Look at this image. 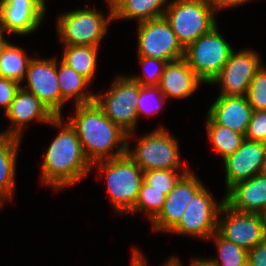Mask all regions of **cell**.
<instances>
[{
	"label": "cell",
	"instance_id": "cell-1",
	"mask_svg": "<svg viewBox=\"0 0 266 266\" xmlns=\"http://www.w3.org/2000/svg\"><path fill=\"white\" fill-rule=\"evenodd\" d=\"M48 125L60 130L45 151L40 179L45 186L57 191L82 181L92 170V164L69 121H65L63 116H55Z\"/></svg>",
	"mask_w": 266,
	"mask_h": 266
},
{
	"label": "cell",
	"instance_id": "cell-2",
	"mask_svg": "<svg viewBox=\"0 0 266 266\" xmlns=\"http://www.w3.org/2000/svg\"><path fill=\"white\" fill-rule=\"evenodd\" d=\"M74 106L75 112L68 121L75 128L84 153L91 164L127 153L128 133L114 124L95 101ZM116 146H118L117 149Z\"/></svg>",
	"mask_w": 266,
	"mask_h": 266
},
{
	"label": "cell",
	"instance_id": "cell-3",
	"mask_svg": "<svg viewBox=\"0 0 266 266\" xmlns=\"http://www.w3.org/2000/svg\"><path fill=\"white\" fill-rule=\"evenodd\" d=\"M101 175H105L106 189L116 213L128 214L132 211L143 182L144 172L126 153L109 160L92 164ZM103 173V174H102Z\"/></svg>",
	"mask_w": 266,
	"mask_h": 266
},
{
	"label": "cell",
	"instance_id": "cell-4",
	"mask_svg": "<svg viewBox=\"0 0 266 266\" xmlns=\"http://www.w3.org/2000/svg\"><path fill=\"white\" fill-rule=\"evenodd\" d=\"M216 13L206 0H169L164 18L186 49L217 25Z\"/></svg>",
	"mask_w": 266,
	"mask_h": 266
},
{
	"label": "cell",
	"instance_id": "cell-5",
	"mask_svg": "<svg viewBox=\"0 0 266 266\" xmlns=\"http://www.w3.org/2000/svg\"><path fill=\"white\" fill-rule=\"evenodd\" d=\"M107 16L102 10L83 8L58 15L57 33L62 45L99 46L107 34L109 23L114 20L113 11L108 8Z\"/></svg>",
	"mask_w": 266,
	"mask_h": 266
},
{
	"label": "cell",
	"instance_id": "cell-6",
	"mask_svg": "<svg viewBox=\"0 0 266 266\" xmlns=\"http://www.w3.org/2000/svg\"><path fill=\"white\" fill-rule=\"evenodd\" d=\"M178 139L163 125L139 138L135 149L128 143L127 154L143 170H190L181 163ZM183 166V167H182Z\"/></svg>",
	"mask_w": 266,
	"mask_h": 266
},
{
	"label": "cell",
	"instance_id": "cell-7",
	"mask_svg": "<svg viewBox=\"0 0 266 266\" xmlns=\"http://www.w3.org/2000/svg\"><path fill=\"white\" fill-rule=\"evenodd\" d=\"M139 96V83L129 75H117L104 95L95 93V102L104 114L128 133V143L135 135L139 116L136 102Z\"/></svg>",
	"mask_w": 266,
	"mask_h": 266
},
{
	"label": "cell",
	"instance_id": "cell-8",
	"mask_svg": "<svg viewBox=\"0 0 266 266\" xmlns=\"http://www.w3.org/2000/svg\"><path fill=\"white\" fill-rule=\"evenodd\" d=\"M233 50L216 25L185 49L184 59L204 83L210 84L222 70Z\"/></svg>",
	"mask_w": 266,
	"mask_h": 266
},
{
	"label": "cell",
	"instance_id": "cell-9",
	"mask_svg": "<svg viewBox=\"0 0 266 266\" xmlns=\"http://www.w3.org/2000/svg\"><path fill=\"white\" fill-rule=\"evenodd\" d=\"M224 201L217 203L204 186L188 203L181 220L169 233L208 241L217 232L218 215Z\"/></svg>",
	"mask_w": 266,
	"mask_h": 266
},
{
	"label": "cell",
	"instance_id": "cell-10",
	"mask_svg": "<svg viewBox=\"0 0 266 266\" xmlns=\"http://www.w3.org/2000/svg\"><path fill=\"white\" fill-rule=\"evenodd\" d=\"M138 24V56L172 62L184 58L185 49L164 17Z\"/></svg>",
	"mask_w": 266,
	"mask_h": 266
},
{
	"label": "cell",
	"instance_id": "cell-11",
	"mask_svg": "<svg viewBox=\"0 0 266 266\" xmlns=\"http://www.w3.org/2000/svg\"><path fill=\"white\" fill-rule=\"evenodd\" d=\"M217 233L247 251L266 240L261 214L235 210L225 201L219 211Z\"/></svg>",
	"mask_w": 266,
	"mask_h": 266
},
{
	"label": "cell",
	"instance_id": "cell-12",
	"mask_svg": "<svg viewBox=\"0 0 266 266\" xmlns=\"http://www.w3.org/2000/svg\"><path fill=\"white\" fill-rule=\"evenodd\" d=\"M257 51L242 49L231 52L219 74L210 83L219 84V96H244L247 94L250 82L263 66ZM221 85V86H220Z\"/></svg>",
	"mask_w": 266,
	"mask_h": 266
},
{
	"label": "cell",
	"instance_id": "cell-13",
	"mask_svg": "<svg viewBox=\"0 0 266 266\" xmlns=\"http://www.w3.org/2000/svg\"><path fill=\"white\" fill-rule=\"evenodd\" d=\"M23 88L34 94L54 116H61V89L57 79V59L33 57L28 65Z\"/></svg>",
	"mask_w": 266,
	"mask_h": 266
},
{
	"label": "cell",
	"instance_id": "cell-14",
	"mask_svg": "<svg viewBox=\"0 0 266 266\" xmlns=\"http://www.w3.org/2000/svg\"><path fill=\"white\" fill-rule=\"evenodd\" d=\"M191 170L184 174L166 196L160 213L150 221L153 231L170 232L181 220L187 205L205 186Z\"/></svg>",
	"mask_w": 266,
	"mask_h": 266
},
{
	"label": "cell",
	"instance_id": "cell-15",
	"mask_svg": "<svg viewBox=\"0 0 266 266\" xmlns=\"http://www.w3.org/2000/svg\"><path fill=\"white\" fill-rule=\"evenodd\" d=\"M46 1L0 0V26L13 35L35 32L45 19Z\"/></svg>",
	"mask_w": 266,
	"mask_h": 266
},
{
	"label": "cell",
	"instance_id": "cell-16",
	"mask_svg": "<svg viewBox=\"0 0 266 266\" xmlns=\"http://www.w3.org/2000/svg\"><path fill=\"white\" fill-rule=\"evenodd\" d=\"M266 159V143L244 140L241 146L223 160L225 193L236 183L249 180L263 172Z\"/></svg>",
	"mask_w": 266,
	"mask_h": 266
},
{
	"label": "cell",
	"instance_id": "cell-17",
	"mask_svg": "<svg viewBox=\"0 0 266 266\" xmlns=\"http://www.w3.org/2000/svg\"><path fill=\"white\" fill-rule=\"evenodd\" d=\"M4 117L10 121L11 126L10 129L4 130L6 134L21 139L27 124L34 120L49 124L55 116L34 94L21 85Z\"/></svg>",
	"mask_w": 266,
	"mask_h": 266
},
{
	"label": "cell",
	"instance_id": "cell-18",
	"mask_svg": "<svg viewBox=\"0 0 266 266\" xmlns=\"http://www.w3.org/2000/svg\"><path fill=\"white\" fill-rule=\"evenodd\" d=\"M253 108L244 96H218L209 107L207 115L219 125L245 136Z\"/></svg>",
	"mask_w": 266,
	"mask_h": 266
},
{
	"label": "cell",
	"instance_id": "cell-19",
	"mask_svg": "<svg viewBox=\"0 0 266 266\" xmlns=\"http://www.w3.org/2000/svg\"><path fill=\"white\" fill-rule=\"evenodd\" d=\"M202 83L204 84L182 58L166 64L158 87L166 99H186L195 93Z\"/></svg>",
	"mask_w": 266,
	"mask_h": 266
},
{
	"label": "cell",
	"instance_id": "cell-20",
	"mask_svg": "<svg viewBox=\"0 0 266 266\" xmlns=\"http://www.w3.org/2000/svg\"><path fill=\"white\" fill-rule=\"evenodd\" d=\"M225 202L235 210L261 214L266 208V174L233 185L225 194Z\"/></svg>",
	"mask_w": 266,
	"mask_h": 266
},
{
	"label": "cell",
	"instance_id": "cell-21",
	"mask_svg": "<svg viewBox=\"0 0 266 266\" xmlns=\"http://www.w3.org/2000/svg\"><path fill=\"white\" fill-rule=\"evenodd\" d=\"M21 140L7 136L0 142V209L4 206L5 200H12L14 196L16 160Z\"/></svg>",
	"mask_w": 266,
	"mask_h": 266
},
{
	"label": "cell",
	"instance_id": "cell-22",
	"mask_svg": "<svg viewBox=\"0 0 266 266\" xmlns=\"http://www.w3.org/2000/svg\"><path fill=\"white\" fill-rule=\"evenodd\" d=\"M57 79L61 89V116L63 105L72 98L74 99L75 105L94 102L95 94L92 92L89 93L88 91L90 82L61 60L59 63L57 60Z\"/></svg>",
	"mask_w": 266,
	"mask_h": 266
},
{
	"label": "cell",
	"instance_id": "cell-23",
	"mask_svg": "<svg viewBox=\"0 0 266 266\" xmlns=\"http://www.w3.org/2000/svg\"><path fill=\"white\" fill-rule=\"evenodd\" d=\"M168 0H124L114 11V20H137V23L164 17Z\"/></svg>",
	"mask_w": 266,
	"mask_h": 266
},
{
	"label": "cell",
	"instance_id": "cell-24",
	"mask_svg": "<svg viewBox=\"0 0 266 266\" xmlns=\"http://www.w3.org/2000/svg\"><path fill=\"white\" fill-rule=\"evenodd\" d=\"M61 61L90 83L97 71L99 46L64 45Z\"/></svg>",
	"mask_w": 266,
	"mask_h": 266
},
{
	"label": "cell",
	"instance_id": "cell-25",
	"mask_svg": "<svg viewBox=\"0 0 266 266\" xmlns=\"http://www.w3.org/2000/svg\"><path fill=\"white\" fill-rule=\"evenodd\" d=\"M206 132L214 146L215 153L222 156V160L233 154L245 140V136L232 131L226 126L216 124L208 115L206 117Z\"/></svg>",
	"mask_w": 266,
	"mask_h": 266
},
{
	"label": "cell",
	"instance_id": "cell-26",
	"mask_svg": "<svg viewBox=\"0 0 266 266\" xmlns=\"http://www.w3.org/2000/svg\"><path fill=\"white\" fill-rule=\"evenodd\" d=\"M17 45L10 43L0 55V77L14 80L22 85L30 60L33 58Z\"/></svg>",
	"mask_w": 266,
	"mask_h": 266
},
{
	"label": "cell",
	"instance_id": "cell-27",
	"mask_svg": "<svg viewBox=\"0 0 266 266\" xmlns=\"http://www.w3.org/2000/svg\"><path fill=\"white\" fill-rule=\"evenodd\" d=\"M215 242L217 258H202L209 266H247L248 251L222 238L217 232L209 240Z\"/></svg>",
	"mask_w": 266,
	"mask_h": 266
},
{
	"label": "cell",
	"instance_id": "cell-28",
	"mask_svg": "<svg viewBox=\"0 0 266 266\" xmlns=\"http://www.w3.org/2000/svg\"><path fill=\"white\" fill-rule=\"evenodd\" d=\"M171 190L152 189L144 180L141 184L138 199L129 214L136 212L146 213L148 220L152 221L162 210L166 196Z\"/></svg>",
	"mask_w": 266,
	"mask_h": 266
},
{
	"label": "cell",
	"instance_id": "cell-29",
	"mask_svg": "<svg viewBox=\"0 0 266 266\" xmlns=\"http://www.w3.org/2000/svg\"><path fill=\"white\" fill-rule=\"evenodd\" d=\"M166 102L165 95L158 86H142L139 84V96L136 102L138 116L155 115L160 112Z\"/></svg>",
	"mask_w": 266,
	"mask_h": 266
},
{
	"label": "cell",
	"instance_id": "cell-30",
	"mask_svg": "<svg viewBox=\"0 0 266 266\" xmlns=\"http://www.w3.org/2000/svg\"><path fill=\"white\" fill-rule=\"evenodd\" d=\"M138 62L143 69V76L131 75L132 80L137 81L142 86H158L167 61L157 58L138 56Z\"/></svg>",
	"mask_w": 266,
	"mask_h": 266
},
{
	"label": "cell",
	"instance_id": "cell-31",
	"mask_svg": "<svg viewBox=\"0 0 266 266\" xmlns=\"http://www.w3.org/2000/svg\"><path fill=\"white\" fill-rule=\"evenodd\" d=\"M189 170H147L143 180L157 190H172L180 178Z\"/></svg>",
	"mask_w": 266,
	"mask_h": 266
},
{
	"label": "cell",
	"instance_id": "cell-32",
	"mask_svg": "<svg viewBox=\"0 0 266 266\" xmlns=\"http://www.w3.org/2000/svg\"><path fill=\"white\" fill-rule=\"evenodd\" d=\"M247 101L253 110L266 111V66L263 65L252 78L247 94Z\"/></svg>",
	"mask_w": 266,
	"mask_h": 266
},
{
	"label": "cell",
	"instance_id": "cell-33",
	"mask_svg": "<svg viewBox=\"0 0 266 266\" xmlns=\"http://www.w3.org/2000/svg\"><path fill=\"white\" fill-rule=\"evenodd\" d=\"M245 139L266 143V111L253 110Z\"/></svg>",
	"mask_w": 266,
	"mask_h": 266
},
{
	"label": "cell",
	"instance_id": "cell-34",
	"mask_svg": "<svg viewBox=\"0 0 266 266\" xmlns=\"http://www.w3.org/2000/svg\"><path fill=\"white\" fill-rule=\"evenodd\" d=\"M20 87L21 84L18 82L5 77H0V108L4 109V114L10 108V105Z\"/></svg>",
	"mask_w": 266,
	"mask_h": 266
},
{
	"label": "cell",
	"instance_id": "cell-35",
	"mask_svg": "<svg viewBox=\"0 0 266 266\" xmlns=\"http://www.w3.org/2000/svg\"><path fill=\"white\" fill-rule=\"evenodd\" d=\"M247 266H266V240L248 250Z\"/></svg>",
	"mask_w": 266,
	"mask_h": 266
},
{
	"label": "cell",
	"instance_id": "cell-36",
	"mask_svg": "<svg viewBox=\"0 0 266 266\" xmlns=\"http://www.w3.org/2000/svg\"><path fill=\"white\" fill-rule=\"evenodd\" d=\"M131 266H147L146 257L136 247L132 251ZM160 266H184L178 257L174 255Z\"/></svg>",
	"mask_w": 266,
	"mask_h": 266
},
{
	"label": "cell",
	"instance_id": "cell-37",
	"mask_svg": "<svg viewBox=\"0 0 266 266\" xmlns=\"http://www.w3.org/2000/svg\"><path fill=\"white\" fill-rule=\"evenodd\" d=\"M212 7L213 9L217 11H221V9H227V8H236L239 5H244L248 3L249 1L253 0H206Z\"/></svg>",
	"mask_w": 266,
	"mask_h": 266
},
{
	"label": "cell",
	"instance_id": "cell-38",
	"mask_svg": "<svg viewBox=\"0 0 266 266\" xmlns=\"http://www.w3.org/2000/svg\"><path fill=\"white\" fill-rule=\"evenodd\" d=\"M5 33L10 34V33L6 32L5 30H3L0 26V55L4 52V50L10 44V42L4 38Z\"/></svg>",
	"mask_w": 266,
	"mask_h": 266
},
{
	"label": "cell",
	"instance_id": "cell-39",
	"mask_svg": "<svg viewBox=\"0 0 266 266\" xmlns=\"http://www.w3.org/2000/svg\"><path fill=\"white\" fill-rule=\"evenodd\" d=\"M107 5H109V9L114 11L124 0H105Z\"/></svg>",
	"mask_w": 266,
	"mask_h": 266
},
{
	"label": "cell",
	"instance_id": "cell-40",
	"mask_svg": "<svg viewBox=\"0 0 266 266\" xmlns=\"http://www.w3.org/2000/svg\"><path fill=\"white\" fill-rule=\"evenodd\" d=\"M189 266H209L202 258H199V259H192L190 261V264Z\"/></svg>",
	"mask_w": 266,
	"mask_h": 266
},
{
	"label": "cell",
	"instance_id": "cell-41",
	"mask_svg": "<svg viewBox=\"0 0 266 266\" xmlns=\"http://www.w3.org/2000/svg\"><path fill=\"white\" fill-rule=\"evenodd\" d=\"M262 219H263V223L266 229V208L265 210L261 213Z\"/></svg>",
	"mask_w": 266,
	"mask_h": 266
},
{
	"label": "cell",
	"instance_id": "cell-42",
	"mask_svg": "<svg viewBox=\"0 0 266 266\" xmlns=\"http://www.w3.org/2000/svg\"><path fill=\"white\" fill-rule=\"evenodd\" d=\"M8 135L6 134L5 131L0 132V142L3 141Z\"/></svg>",
	"mask_w": 266,
	"mask_h": 266
},
{
	"label": "cell",
	"instance_id": "cell-43",
	"mask_svg": "<svg viewBox=\"0 0 266 266\" xmlns=\"http://www.w3.org/2000/svg\"><path fill=\"white\" fill-rule=\"evenodd\" d=\"M263 173L266 174V159H265V165H264Z\"/></svg>",
	"mask_w": 266,
	"mask_h": 266
}]
</instances>
